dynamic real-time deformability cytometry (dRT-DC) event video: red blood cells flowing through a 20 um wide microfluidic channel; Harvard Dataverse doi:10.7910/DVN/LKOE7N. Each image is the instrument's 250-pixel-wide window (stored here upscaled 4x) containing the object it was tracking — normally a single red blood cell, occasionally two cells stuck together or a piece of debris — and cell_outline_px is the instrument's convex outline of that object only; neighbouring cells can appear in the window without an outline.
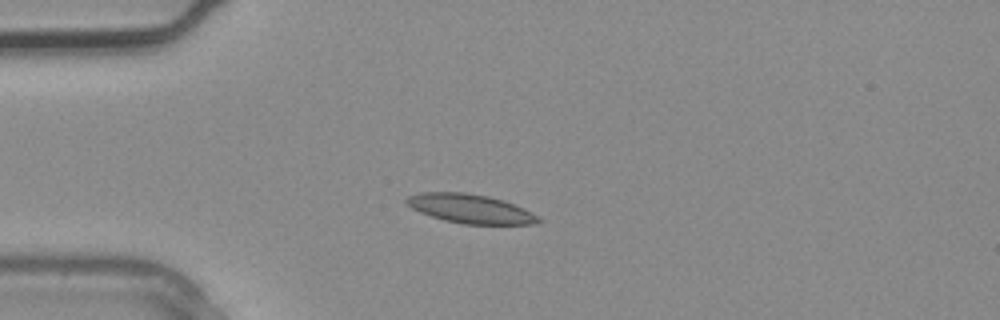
{"species": "common noctule bat (a hibernating species)", "species_latin": "Nyctalus noctula", "temperature_condition": "warm", "stored_images_in_passage": 2, "camera_frame_rate_fps": 3000, "um_per_image_px": 0.085, "animal": {"sex": "male", "body_mass_g": 20.4}, "frame": {"image": 1, "passage_image": 2, "time_ms": 0.333, "image_size_px": [1000, 320], "cell_outline_px": [[540, 220], [536, 224], [464, 224], [444, 220], [420, 212], [412, 208], [404, 200], [408, 196], [420, 192], [464, 192], [488, 196], [504, 200], [524, 208], [540, 216]], "centroid_in_image_um": [40.0, 17.73], "position_along_channel_um": 45.0, "area_um2": 22.31}}